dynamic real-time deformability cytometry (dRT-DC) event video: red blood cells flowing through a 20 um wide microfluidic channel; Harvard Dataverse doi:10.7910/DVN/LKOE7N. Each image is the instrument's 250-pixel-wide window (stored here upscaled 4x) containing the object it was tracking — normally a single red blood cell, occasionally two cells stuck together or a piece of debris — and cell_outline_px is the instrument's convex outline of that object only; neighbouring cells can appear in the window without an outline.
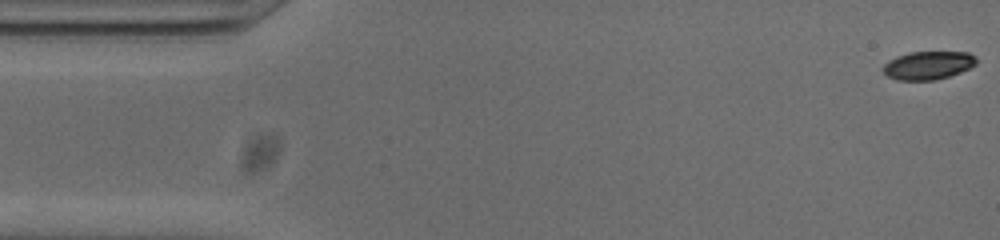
{"species": "common noctule bat (a hibernating species)", "species_latin": "Nyctalus noctula", "temperature_condition": "cold", "stored_images_in_passage": 53, "camera_frame_rate_fps": 3000, "um_per_image_px": 0.085, "animal": {"sex": "male", "body_mass_g": 20.0, "forearm_length_mm": 53.3}, "frame": {"image": 1, "passage_image": 1, "time_ms": 0.0, "image_size_px": [1000, 240], "cell_outline_px": [[976, 64], [960, 72], [948, 76], [932, 80], [896, 80], [888, 76], [884, 72], [884, 64], [888, 60], [896, 56], [908, 52], [968, 52], [976, 56]], "centroid_in_image_um": [78.88, 5.54], "position_along_channel_um": 6.1, "area_um2": 15.26}}
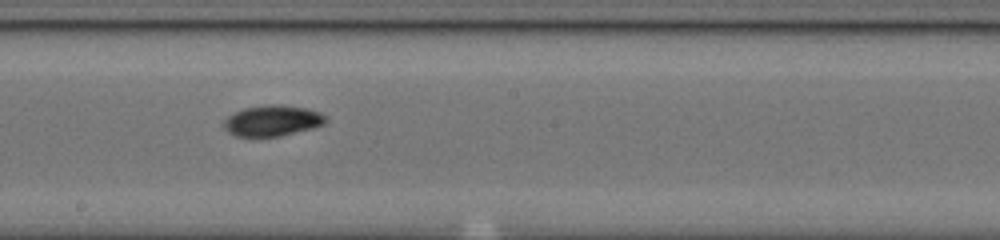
{"frame": {"image": 2, "passage_image": 28, "time_ms": 9.0, "image_size_px": [1000, 240], "cell_outline_px": [[328, 120], [324, 124], [312, 128], [280, 136], [236, 136], [228, 132], [224, 128], [224, 120], [228, 116], [244, 108], [272, 104], [308, 108], [320, 112], [328, 116]], "centroid_in_image_um": [23.19, 10.25], "position_along_channel_um": 225.0, "area_um2": 18.21}}
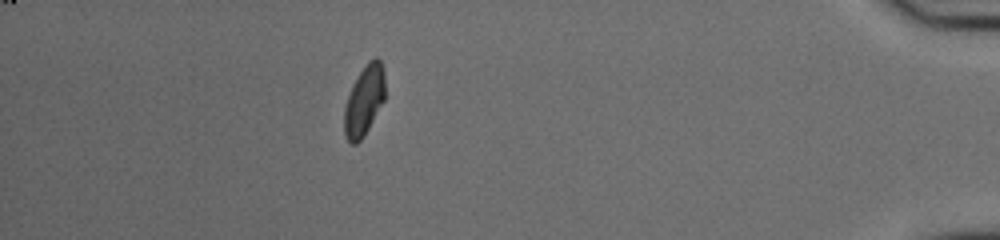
{"frame": {"image": 3, "passage_image": 47, "time_ms": 15.333, "image_size_px": [1000, 240], "cell_outline_px": [[384, 100], [368, 128], [360, 140], [356, 144], [352, 144], [348, 140], [344, 132], [344, 108], [352, 84], [368, 60], [376, 56], [380, 60], [384, 72]], "centroid_in_image_um": [30.95, 8.52], "position_along_channel_um": 404.3, "area_um2": 16.42}, "authors_computed_cell_mechanics": {"area_um2": 17.2244, "velocity_mm_per_s": 3.7805, "shape_relaxation_time_tau1_ms": 7.8114, "shape_relaxation_time_tau2_ms": 2.7334, "deformation_change_tau1": 0.2207, "deformation_change_tau2": 0.0556}}